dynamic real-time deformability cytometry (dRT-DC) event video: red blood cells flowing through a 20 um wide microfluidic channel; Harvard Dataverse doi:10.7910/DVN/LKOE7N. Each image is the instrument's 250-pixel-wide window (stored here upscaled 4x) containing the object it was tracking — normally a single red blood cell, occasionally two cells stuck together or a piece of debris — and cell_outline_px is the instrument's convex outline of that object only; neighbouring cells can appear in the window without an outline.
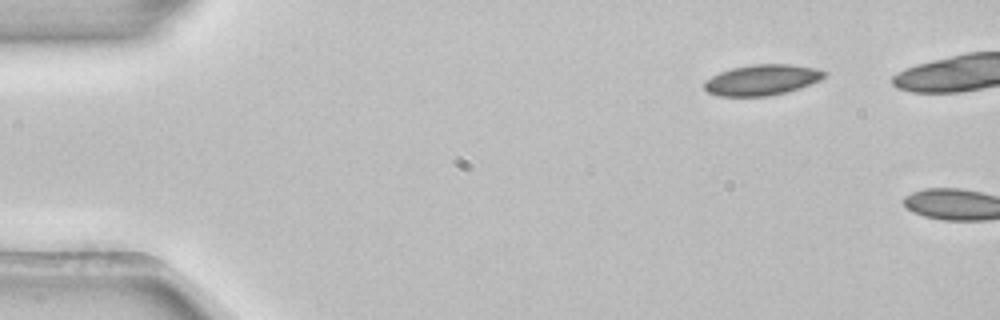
{"species": "common noctule bat (a hibernating species)", "species_latin": "Nyctalus noctula", "temperature_condition": "room temperature", "stored_images_in_passage": 6, "segment_of_instrument_passage": [2, 2], "camera_frame_rate_fps": 3000, "um_per_image_px": 0.085, "animal": {"sex": "female", "body_mass_g": 22.7, "forearm_length_mm": 54.2}, "frame": {"image": 1, "passage_image": 6, "time_ms": 1.667, "image_size_px": [1000, 320], "cell_outline_px": [[828, 76], [820, 80], [800, 88], [768, 96], [720, 96], [708, 92], [704, 88], [704, 80], [720, 72], [732, 68], [752, 64], [792, 64], [816, 68], [828, 72]], "centroid_in_image_um": [64.8, 6.78], "position_along_channel_um": 20.2, "area_um2": 21.56}}